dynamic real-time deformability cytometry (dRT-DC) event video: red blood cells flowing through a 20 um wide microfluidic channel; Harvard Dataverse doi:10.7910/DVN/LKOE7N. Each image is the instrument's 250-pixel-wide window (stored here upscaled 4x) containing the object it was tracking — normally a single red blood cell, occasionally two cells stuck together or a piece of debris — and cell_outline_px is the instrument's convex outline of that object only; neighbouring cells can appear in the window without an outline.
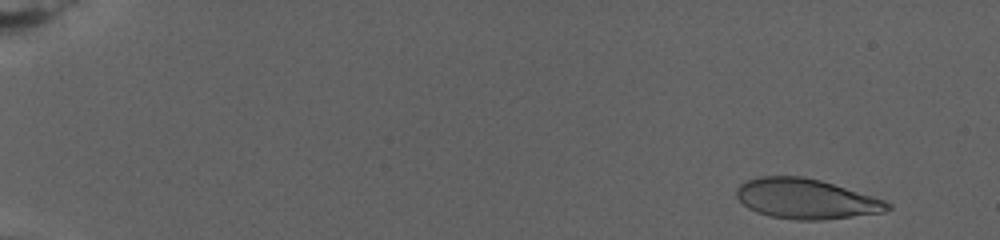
{"species": "human", "species_latin": "Homo sapiens", "temperature_condition": "warm", "stored_images_in_passage": 56, "camera_frame_rate_fps": 3000, "um_per_image_px": 0.085, "donor": {"sex": "female"}, "frame": {"image": 1, "passage_image": 4, "time_ms": 1.333, "image_size_px": [1000, 240], "cell_outline_px": [[892, 208], [884, 212], [820, 220], [796, 220], [772, 216], [756, 212], [748, 208], [736, 196], [736, 188], [740, 184], [748, 180], [760, 176], [804, 176], [820, 180], [872, 196], [884, 200], [892, 204]], "centroid_in_image_um": [68.5, 16.9], "position_along_channel_um": 16.5, "area_um2": 35.03}}
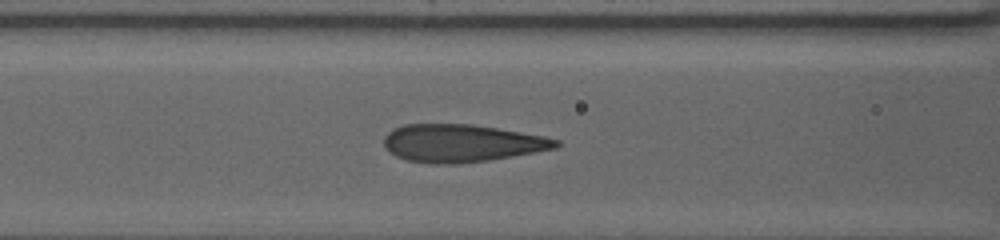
{"frame": {"image": 2, "passage_image": 29, "time_ms": 11.667, "image_size_px": [1000, 240], "cell_outline_px": [[560, 144], [556, 148], [536, 152], [488, 160], [456, 164], [432, 164], [408, 160], [396, 156], [388, 152], [384, 148], [384, 136], [392, 128], [404, 124], [472, 124], [544, 136], [560, 140]], "centroid_in_image_um": [39.2, 12.17], "position_along_channel_um": 127.4, "area_um2": 37.86}}
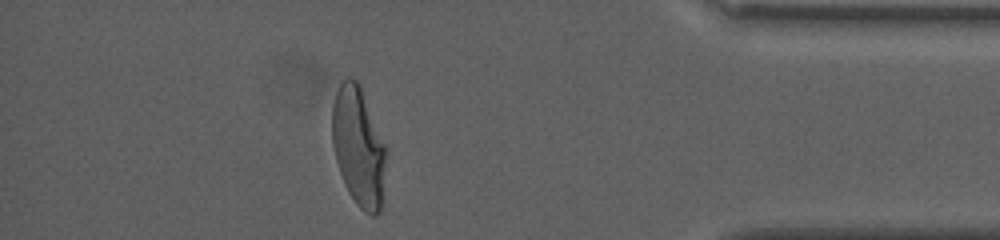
{"frame": {"image": 3, "passage_image": 49, "time_ms": 23.333, "image_size_px": [1000, 240], "cell_outline_px": [[384, 160], [380, 212], [376, 216], [372, 216], [364, 212], [356, 204], [348, 192], [344, 184], [336, 160], [332, 144], [332, 104], [336, 92], [340, 84], [348, 76], [356, 80], [360, 84], [384, 144]], "centroid_in_image_um": [30.42, 12.45], "position_along_channel_um": 404.8, "area_um2": 36.76}, "authors_computed_cell_mechanics": {"area_um2": 37.1365, "velocity_mm_per_s": 2.6362, "shape_relaxation_time_tau1_ms": 7.5716, "shape_relaxation_time_tau2_ms": null, "deformation_change_tau1": 0.3025, "deformation_change_tau2": null}}